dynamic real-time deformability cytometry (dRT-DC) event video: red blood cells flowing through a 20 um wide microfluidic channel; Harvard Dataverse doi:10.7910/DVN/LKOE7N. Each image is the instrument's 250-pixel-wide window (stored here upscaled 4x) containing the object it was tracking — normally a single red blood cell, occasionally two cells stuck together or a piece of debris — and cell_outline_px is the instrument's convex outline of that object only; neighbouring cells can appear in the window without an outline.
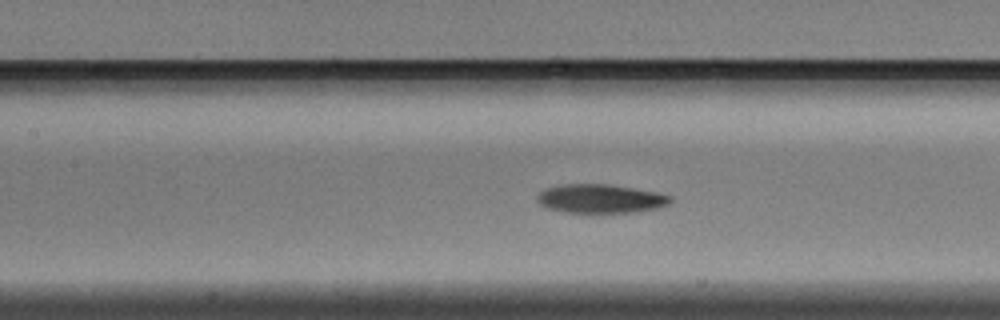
{"species": "Egyptian fruit bat (a non-hibernating species)", "species_latin": "Rousettus aegyptiacus", "temperature_condition": "warm", "stored_images_in_passage": 33, "camera_frame_rate_fps": 3000, "um_per_image_px": 0.085, "animal": {"sex": "male"}, "frame": {"image": 1, "passage_image": 6, "time_ms": 1.667, "image_size_px": [1000, 320], "cell_outline_px": [[672, 200], [668, 204], [656, 208], [632, 212], [564, 212], [544, 208], [536, 200], [536, 196], [544, 188], [560, 184], [608, 184], [656, 192], [672, 196]], "centroid_in_image_um": [50.97, 16.88], "position_along_channel_um": 156.4, "area_um2": 22.37}}
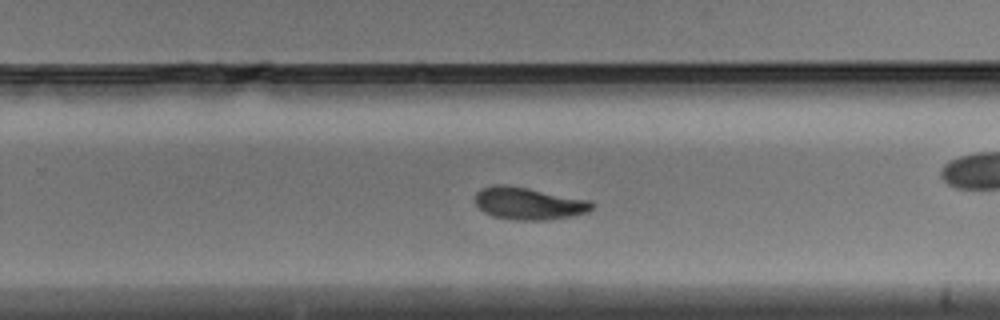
{"frame": {"image": 2, "passage_image": 15, "time_ms": 4.667, "image_size_px": [1000, 320], "cell_outline_px": [[596, 204], [588, 212], [572, 216], [544, 220], [516, 220], [492, 216], [484, 212], [476, 204], [476, 192], [480, 188], [492, 184], [508, 184], [592, 200]], "centroid_in_image_um": [44.95, 17.27], "position_along_channel_um": 284.8, "area_um2": 22.31}}
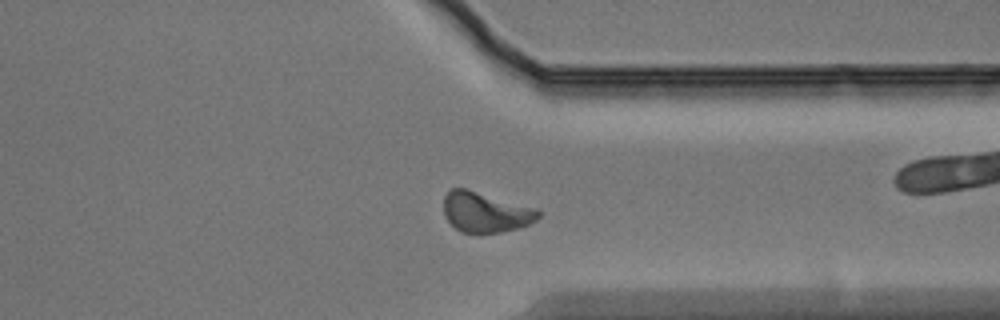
{"frame": {"image": 3, "passage_image": 21, "time_ms": 6.667, "image_size_px": [1000, 320], "cell_outline_px": [[540, 216], [536, 220], [520, 228], [500, 232], [460, 232], [444, 216], [444, 196], [452, 188], [468, 188], [540, 208]], "centroid_in_image_um": [41.31, 18.0], "position_along_channel_um": 370.1, "area_um2": 22.54}}